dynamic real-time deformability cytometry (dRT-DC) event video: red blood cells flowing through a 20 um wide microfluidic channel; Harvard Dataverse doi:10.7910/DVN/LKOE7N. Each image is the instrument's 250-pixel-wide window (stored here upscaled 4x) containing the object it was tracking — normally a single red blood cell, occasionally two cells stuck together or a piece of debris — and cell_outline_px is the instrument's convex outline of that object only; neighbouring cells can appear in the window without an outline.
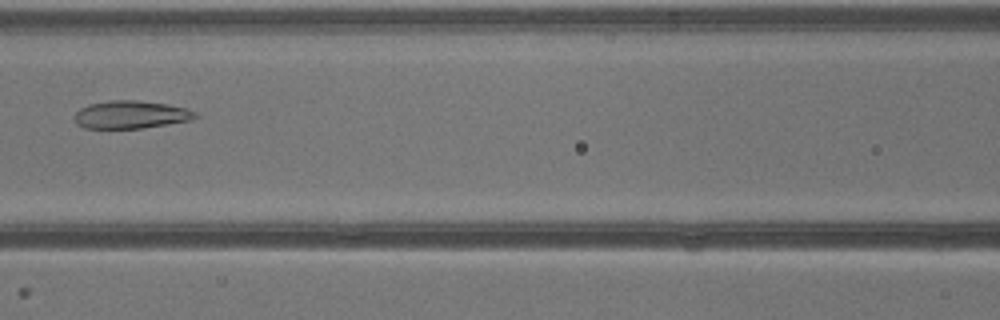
{"species": "common noctule bat (a hibernating species)", "species_latin": "Nyctalus noctula", "temperature_condition": "warm", "stored_images_in_passage": 32, "camera_frame_rate_fps": 3000, "um_per_image_px": 0.085, "animal": {"sex": "male", "body_mass_g": 13.3}, "frame": {"image": 1, "passage_image": 10, "time_ms": 3.0, "image_size_px": [1000, 320], "cell_outline_px": [[200, 116], [192, 120], [144, 128], [84, 128], [76, 124], [76, 112], [80, 108], [88, 104], [112, 100], [136, 100], [164, 104], [188, 108], [200, 112]], "centroid_in_image_um": [11.19, 9.74], "position_along_channel_um": 155.4, "area_um2": 19.71}}
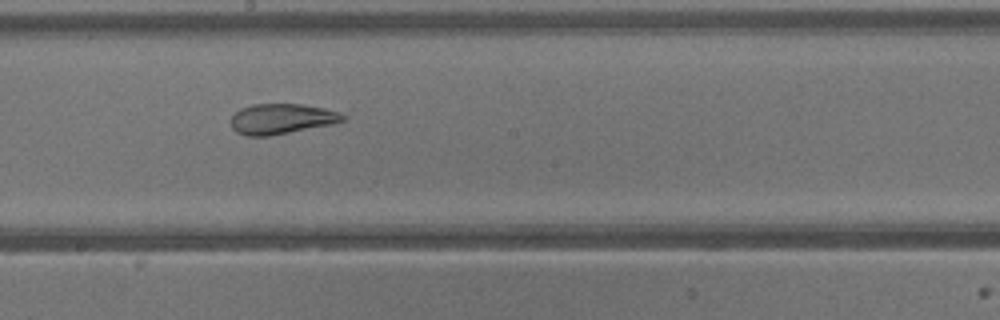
{"frame": {"image": 2, "passage_image": 14, "time_ms": 4.333, "image_size_px": [1000, 320], "cell_outline_px": [[348, 120], [332, 124], [268, 136], [244, 136], [236, 132], [232, 128], [232, 116], [240, 108], [252, 104], [300, 104], [324, 108], [336, 112], [344, 116]], "centroid_in_image_um": [23.91, 10.1], "position_along_channel_um": 224.3, "area_um2": 19.65}}
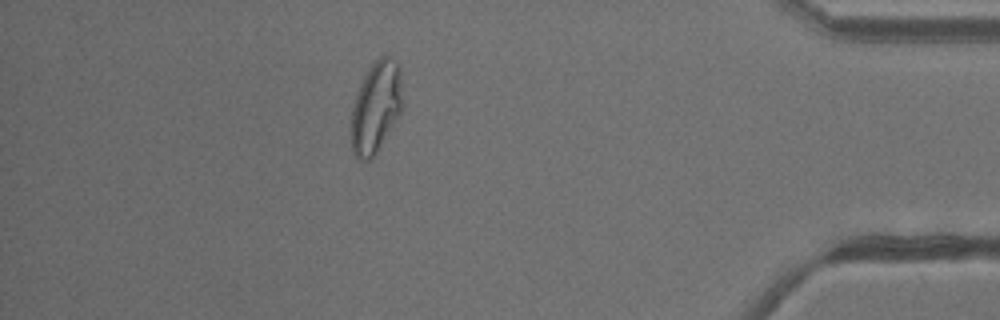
{"frame": {"image": 3, "passage_image": 27, "time_ms": 8.667, "image_size_px": [1000, 320], "cell_outline_px": [[404, 108], [376, 152], [368, 160], [356, 160], [352, 152], [352, 108], [360, 84], [368, 68], [380, 56], [388, 56], [396, 60], [400, 64], [404, 104]], "centroid_in_image_um": [32.0, 9.07], "position_along_channel_um": 403.2, "area_um2": 27.57}}